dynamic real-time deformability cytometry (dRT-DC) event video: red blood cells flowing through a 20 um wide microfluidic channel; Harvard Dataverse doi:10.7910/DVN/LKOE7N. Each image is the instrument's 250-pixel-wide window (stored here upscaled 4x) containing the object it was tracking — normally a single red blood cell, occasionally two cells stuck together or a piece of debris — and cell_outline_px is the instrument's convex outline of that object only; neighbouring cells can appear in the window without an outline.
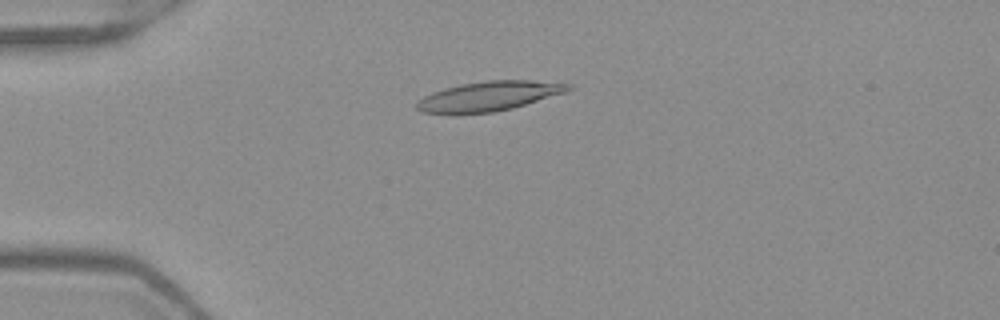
{"species": "Egyptian fruit bat (a non-hibernating species)", "species_latin": "Rousettus aegyptiacus", "temperature_condition": "warm", "stored_images_in_passage": 50, "camera_frame_rate_fps": 3000, "um_per_image_px": 0.085, "frame": {"image": 1, "passage_image": 12, "time_ms": 3.667, "image_size_px": [1000, 320], "cell_outline_px": [[572, 88], [564, 92], [512, 108], [492, 112], [424, 112], [416, 108], [416, 104], [424, 96], [432, 92], [444, 88], [460, 84], [488, 80], [532, 80], [572, 84]], "centroid_in_image_um": [41.58, 8.14], "position_along_channel_um": 43.4, "area_um2": 25.37}}
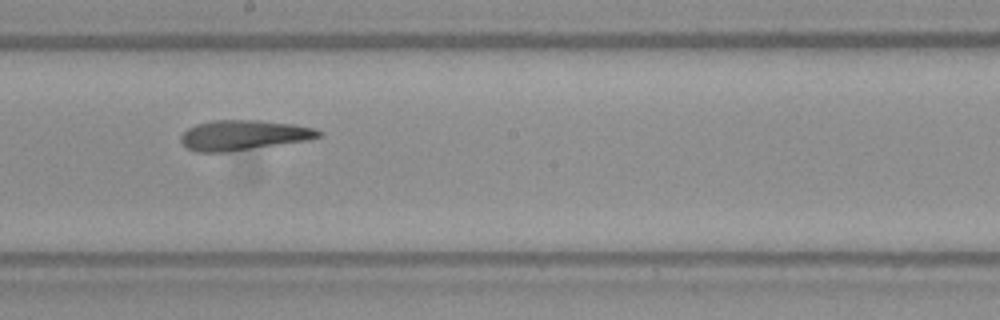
{"frame": {"image": 2, "passage_image": 28, "time_ms": 9.0, "image_size_px": [1000, 320], "cell_outline_px": [[324, 136], [308, 140], [224, 152], [196, 152], [188, 148], [180, 140], [180, 136], [188, 128], [196, 124], [212, 120], [260, 120], [292, 124], [316, 128], [324, 132]], "centroid_in_image_um": [20.73, 11.47], "position_along_channel_um": 227.5, "area_um2": 24.1}}
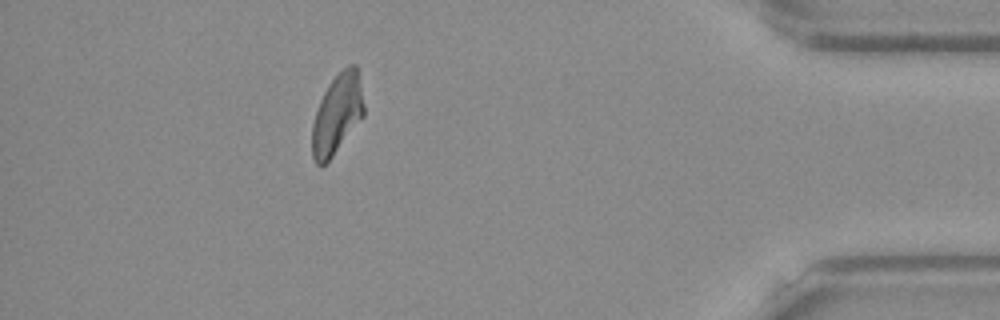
{"frame": {"image": 3, "passage_image": 45, "time_ms": 14.667, "image_size_px": [1000, 320], "cell_outline_px": [[364, 116], [332, 156], [320, 168], [316, 164], [312, 156], [312, 124], [320, 100], [324, 92], [332, 80], [348, 64], [356, 64], [364, 104]], "centroid_in_image_um": [28.65, 9.71], "position_along_channel_um": 406.6, "area_um2": 23.81}, "authors_computed_cell_mechanics": {"area_um2": 24.9118, "velocity_mm_per_s": 3.9611, "shape_relaxation_time_tau1_ms": null, "shape_relaxation_time_tau2_ms": 3.7337, "deformation_change_tau1": null, "deformation_change_tau2": 0.13}}